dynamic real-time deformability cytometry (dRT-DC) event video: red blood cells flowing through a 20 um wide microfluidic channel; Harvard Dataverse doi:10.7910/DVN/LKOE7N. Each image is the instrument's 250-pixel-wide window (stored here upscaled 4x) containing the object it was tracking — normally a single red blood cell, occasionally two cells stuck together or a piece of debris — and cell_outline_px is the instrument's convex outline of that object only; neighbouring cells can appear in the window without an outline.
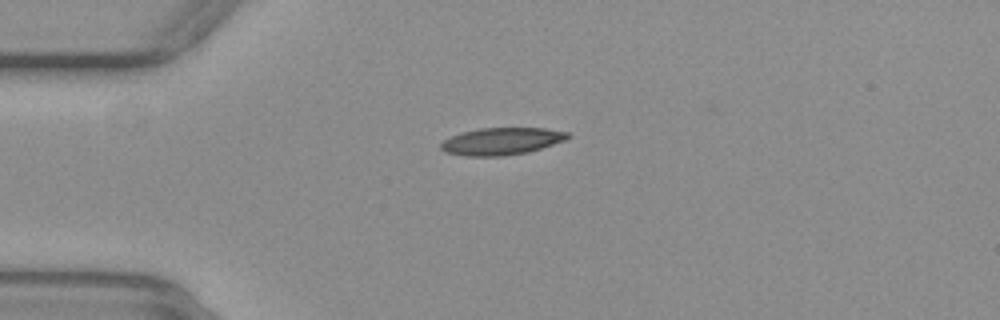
{"species": "common noctule bat (a hibernating species)", "species_latin": "Nyctalus noctula", "temperature_condition": "warm", "stored_images_in_passage": 45, "camera_frame_rate_fps": 3000, "um_per_image_px": 0.085, "animal": {"sex": "female", "body_mass_g": 29.2, "forearm_length_mm": 56.3}, "frame": {"image": 1, "passage_image": 4, "time_ms": 1.0, "image_size_px": [1000, 320], "cell_outline_px": [[572, 136], [564, 140], [528, 152], [504, 156], [464, 156], [444, 152], [440, 148], [440, 144], [444, 140], [452, 136], [464, 132], [480, 128], [544, 128], [568, 132]], "centroid_in_image_um": [42.62, 12.01], "position_along_channel_um": 42.4, "area_um2": 20.0}}
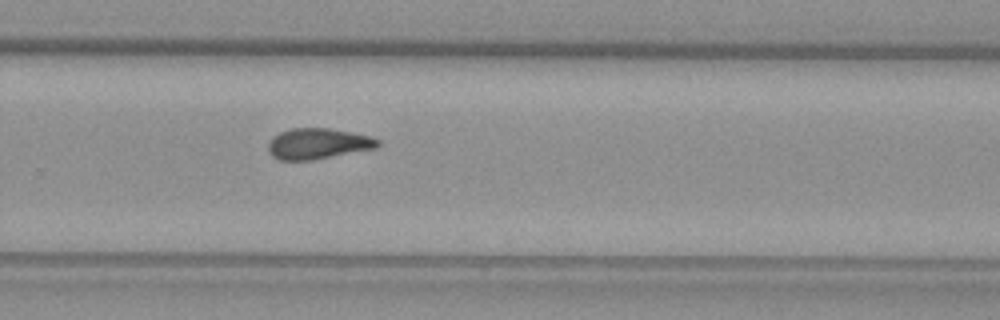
{"frame": {"image": 2, "passage_image": 26, "time_ms": 8.333, "image_size_px": [1000, 320], "cell_outline_px": [[380, 144], [376, 148], [312, 160], [280, 160], [272, 156], [268, 152], [268, 144], [272, 136], [280, 132], [292, 128], [328, 128], [352, 132], [368, 136], [380, 140]], "centroid_in_image_um": [27.0, 12.21], "position_along_channel_um": 302.8, "area_um2": 19.65}}
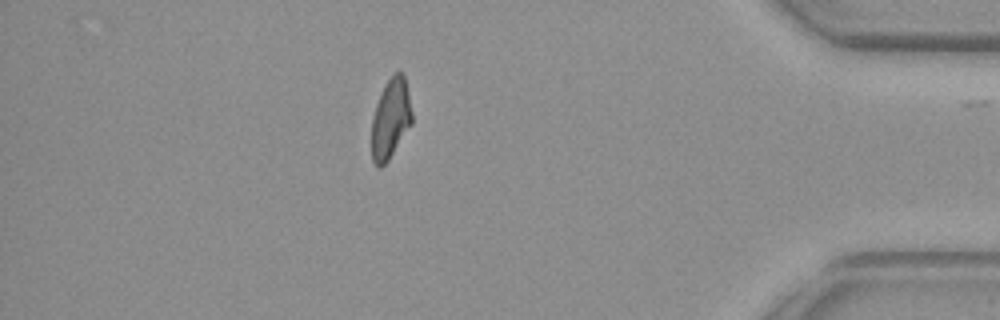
{"frame": {"image": 3, "passage_image": 37, "time_ms": 12.0, "image_size_px": [1000, 320], "cell_outline_px": [[412, 124], [388, 160], [380, 168], [376, 168], [372, 160], [372, 116], [376, 104], [384, 84], [392, 72], [400, 72], [404, 76], [408, 92], [412, 112]], "centroid_in_image_um": [33.19, 10.08], "position_along_channel_um": 402.0, "area_um2": 18.9}}